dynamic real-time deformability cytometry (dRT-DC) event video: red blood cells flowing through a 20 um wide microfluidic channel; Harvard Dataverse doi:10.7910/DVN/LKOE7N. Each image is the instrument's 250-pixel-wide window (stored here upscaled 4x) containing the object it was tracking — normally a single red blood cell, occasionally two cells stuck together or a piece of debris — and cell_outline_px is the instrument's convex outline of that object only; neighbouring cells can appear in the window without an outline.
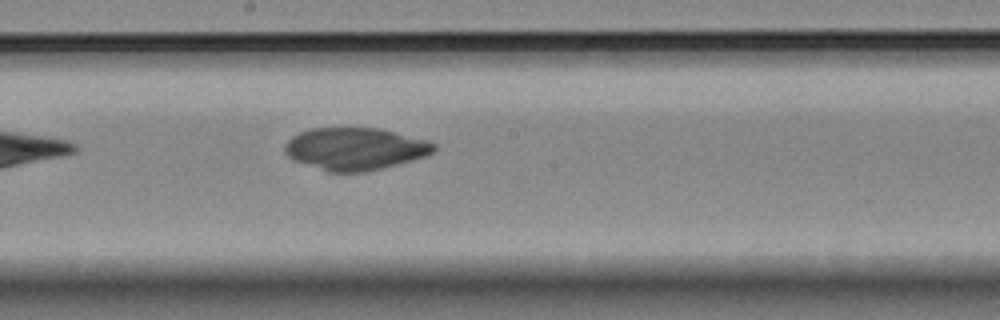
{"species": "Egyptian fruit bat (a non-hibernating species)", "species_latin": "Rousettus aegyptiacus", "temperature_condition": "room temperature", "stored_images_in_passage": 5, "camera_frame_rate_fps": 3000, "um_per_image_px": 0.085, "animal": {"sex": "female"}, "frame": {"image": 1, "passage_image": 5, "time_ms": 5.0, "image_size_px": [1000, 320], "cell_outline_px": [[436, 152], [428, 156], [368, 172], [328, 172], [292, 160], [284, 152], [284, 148], [288, 140], [292, 136], [300, 132], [312, 128], [376, 128], [428, 140], [436, 144]], "centroid_in_image_um": [30.2, 12.66], "position_along_channel_um": 218.0, "area_um2": 36.99}}